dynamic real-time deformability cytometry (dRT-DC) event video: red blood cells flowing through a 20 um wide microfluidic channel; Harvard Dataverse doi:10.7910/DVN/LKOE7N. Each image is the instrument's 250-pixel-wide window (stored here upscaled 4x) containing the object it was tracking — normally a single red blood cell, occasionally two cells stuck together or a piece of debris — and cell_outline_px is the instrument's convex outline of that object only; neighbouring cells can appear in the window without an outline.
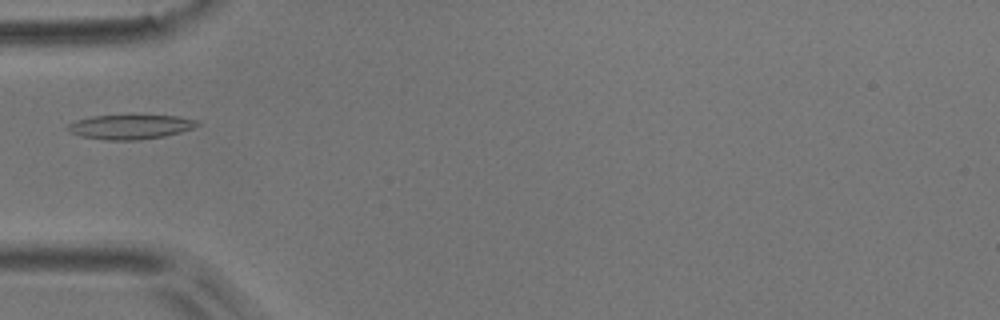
{"species": "common noctule bat (a hibernating species)", "species_latin": "Nyctalus noctula", "temperature_condition": "room temperature", "stored_images_in_passage": 2, "camera_frame_rate_fps": 3000, "um_per_image_px": 0.085, "animal": {"sex": "male", "body_mass_g": 17.9}, "frame": {"image": 1, "passage_image": 1, "time_ms": 0.0, "image_size_px": [1000, 320], "cell_outline_px": [[200, 124], [192, 128], [180, 132], [164, 136], [136, 140], [108, 140], [80, 136], [68, 132], [64, 128], [68, 124], [76, 120], [92, 116], [180, 116], [196, 120]], "centroid_in_image_um": [11.02, 10.79], "position_along_channel_um": 74.0, "area_um2": 18.32}}
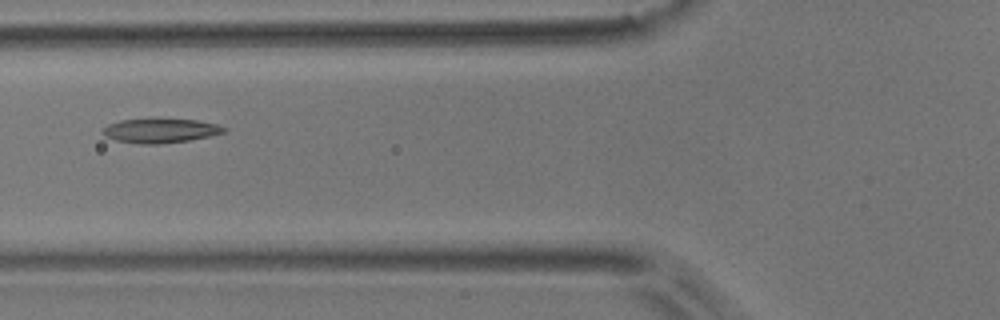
{"frame": {"image": 2, "passage_image": 2, "time_ms": 0.333, "image_size_px": [1000, 320], "cell_outline_px": [[228, 128], [224, 132], [208, 136], [188, 140], [160, 144], [140, 144], [116, 140], [104, 136], [100, 132], [100, 128], [108, 124], [120, 120], [196, 120], [220, 124]], "centroid_in_image_um": [13.59, 11.12], "position_along_channel_um": 112.2, "area_um2": 16.99}}